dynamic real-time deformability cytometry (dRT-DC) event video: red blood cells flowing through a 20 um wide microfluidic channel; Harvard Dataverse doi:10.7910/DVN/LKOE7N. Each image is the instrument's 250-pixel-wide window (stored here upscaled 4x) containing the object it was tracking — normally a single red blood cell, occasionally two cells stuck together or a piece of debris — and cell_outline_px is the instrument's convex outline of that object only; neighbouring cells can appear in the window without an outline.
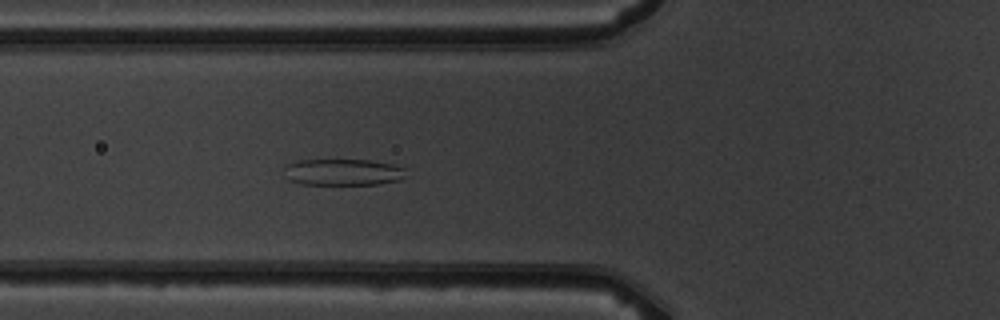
{"species": "common noctule bat (a hibernating species)", "species_latin": "Nyctalus noctula", "temperature_condition": "warm", "stored_images_in_passage": 6, "camera_frame_rate_fps": 3000, "um_per_image_px": 0.085, "animal": {"sex": "male", "body_mass_g": 19.5, "forearm_length_mm": 54.6}, "frame": {"image": 1, "passage_image": 6, "time_ms": 5.667, "image_size_px": [1000, 320], "cell_outline_px": [[404, 168], [400, 180], [380, 184], [300, 184], [288, 180], [284, 168], [288, 164], [300, 160], [368, 160], [392, 164]], "centroid_in_image_um": [29.11, 14.63], "position_along_channel_um": 96.7, "area_um2": 18.55}}